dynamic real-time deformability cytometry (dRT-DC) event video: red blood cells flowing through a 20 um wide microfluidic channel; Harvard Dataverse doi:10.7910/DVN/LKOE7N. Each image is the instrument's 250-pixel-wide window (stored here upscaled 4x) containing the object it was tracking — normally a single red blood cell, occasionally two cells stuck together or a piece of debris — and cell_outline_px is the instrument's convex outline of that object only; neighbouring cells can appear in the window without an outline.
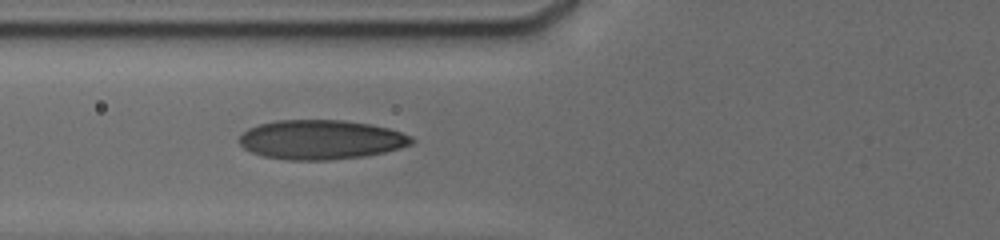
{"species": "human", "species_latin": "Homo sapiens", "temperature_condition": "cold", "stored_images_in_passage": 5, "camera_frame_rate_fps": 3000, "um_per_image_px": 0.085, "donor": {"sex": "male"}, "frame": {"image": 1, "passage_image": 5, "time_ms": 3.667, "image_size_px": [1000, 240], "cell_outline_px": [[416, 140], [412, 144], [400, 148], [384, 152], [364, 156], [328, 160], [288, 160], [264, 156], [252, 152], [244, 148], [236, 140], [248, 128], [260, 124], [276, 120], [344, 120], [368, 124], [388, 128], [412, 136]], "centroid_in_image_um": [27.28, 11.87], "position_along_channel_um": 98.5, "area_um2": 39.59}}